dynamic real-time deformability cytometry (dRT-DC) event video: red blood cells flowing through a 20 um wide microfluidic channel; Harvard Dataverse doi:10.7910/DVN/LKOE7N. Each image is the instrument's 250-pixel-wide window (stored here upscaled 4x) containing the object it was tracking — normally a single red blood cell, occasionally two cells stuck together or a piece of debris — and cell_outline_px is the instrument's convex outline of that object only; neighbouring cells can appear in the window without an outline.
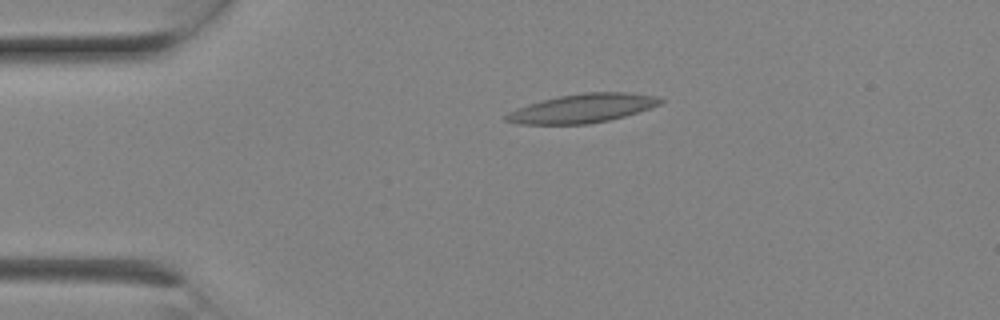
{"species": "Egyptian fruit bat (a non-hibernating species)", "species_latin": "Rousettus aegyptiacus", "temperature_condition": "room temperature", "stored_images_in_passage": 5, "camera_frame_rate_fps": 3000, "um_per_image_px": 0.085, "animal": {"sex": "female"}, "frame": {"image": 1, "passage_image": 2, "time_ms": 0.333, "image_size_px": [1000, 320], "cell_outline_px": [[664, 100], [660, 104], [624, 116], [608, 120], [588, 124], [520, 124], [504, 120], [504, 116], [508, 112], [516, 108], [528, 104], [560, 96], [584, 92], [628, 92], [656, 96]], "centroid_in_image_um": [49.48, 9.2], "position_along_channel_um": 35.5, "area_um2": 25.66}}
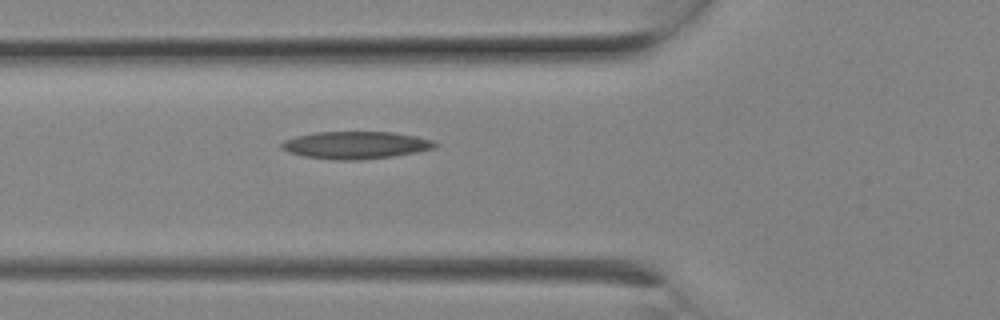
{"frame": {"image": 2, "passage_image": 5, "time_ms": 1.333, "image_size_px": [1000, 320], "cell_outline_px": [[440, 144], [436, 148], [416, 152], [392, 156], [360, 160], [332, 160], [304, 156], [288, 152], [280, 148], [280, 144], [284, 140], [296, 136], [316, 132], [392, 132], [416, 136], [432, 140]], "centroid_in_image_um": [30.23, 12.33], "position_along_channel_um": 95.6, "area_um2": 24.62}}